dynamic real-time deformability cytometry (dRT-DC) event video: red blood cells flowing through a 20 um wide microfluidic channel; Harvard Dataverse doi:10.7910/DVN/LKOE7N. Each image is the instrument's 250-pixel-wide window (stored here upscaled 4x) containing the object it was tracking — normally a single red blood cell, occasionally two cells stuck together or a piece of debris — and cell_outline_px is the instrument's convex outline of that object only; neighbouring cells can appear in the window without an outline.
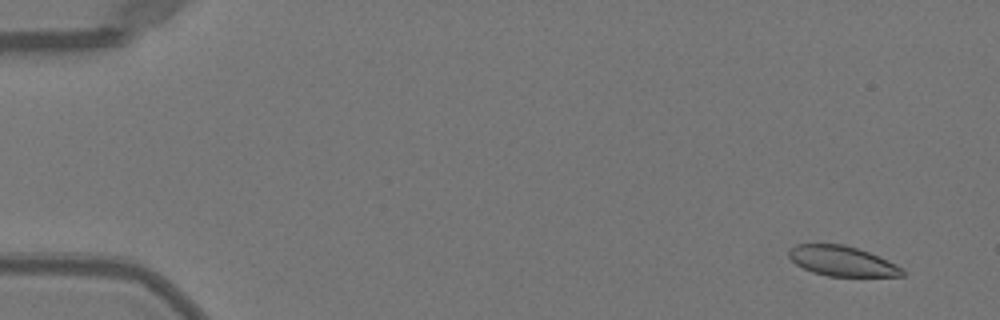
{"species": "Egyptian fruit bat (a non-hibernating species)", "species_latin": "Rousettus aegyptiacus", "temperature_condition": "warm", "stored_images_in_passage": 52, "camera_frame_rate_fps": 3000, "um_per_image_px": 0.085, "animal": {"sex": "female"}, "frame": {"image": 1, "passage_image": 4, "time_ms": 1.0, "image_size_px": [1000, 320], "cell_outline_px": [[904, 276], [828, 276], [812, 272], [796, 264], [788, 256], [788, 252], [796, 244], [844, 244], [868, 252], [896, 264], [904, 268]], "centroid_in_image_um": [71.58, 22.19], "position_along_channel_um": 13.4, "area_um2": 19.71}}
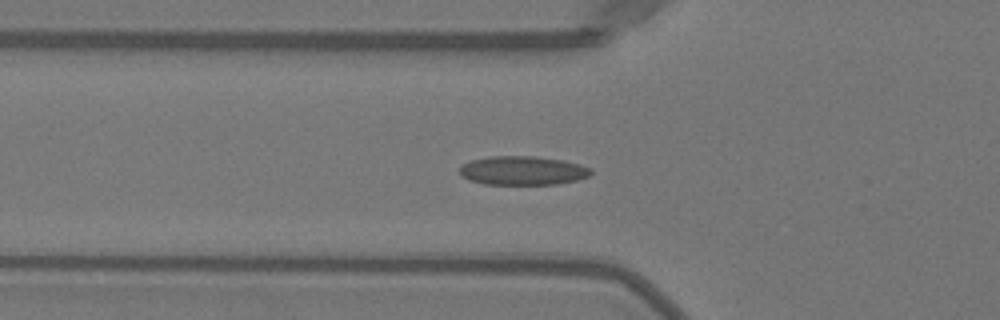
{"frame": {"image": 2, "passage_image": 19, "time_ms": 6.0, "image_size_px": [1000, 320], "cell_outline_px": [[592, 172], [588, 176], [576, 180], [556, 184], [484, 184], [468, 180], [460, 176], [460, 168], [464, 164], [472, 160], [492, 156], [536, 156], [564, 160], [580, 164], [592, 168]], "centroid_in_image_um": [44.44, 14.5], "position_along_channel_um": 81.4, "area_um2": 22.14}}
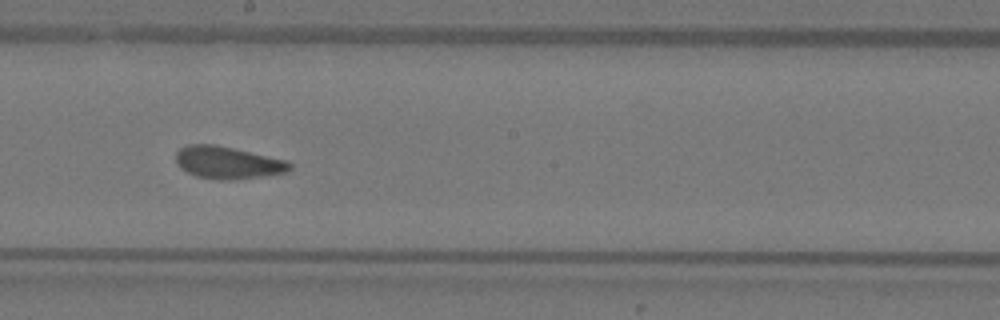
{"frame": {"image": 3, "passage_image": 30, "time_ms": 9.667, "image_size_px": [1000, 320], "cell_outline_px": [[292, 168], [288, 172], [264, 176], [232, 180], [220, 180], [196, 176], [180, 168], [176, 160], [176, 152], [180, 148], [188, 144], [216, 144], [288, 160], [292, 164]], "centroid_in_image_um": [19.39, 13.82], "position_along_channel_um": 228.8, "area_um2": 21.68}, "authors_computed_cell_mechanics": {"area_um2": 21.0103, "velocity_mm_per_s": 3.9996, "shape_relaxation_time_tau1_ms": 5.2814, "shape_relaxation_time_tau2_ms": 1.8269, "deformation_change_tau1": 0.1093, "deformation_change_tau2": 0.0714}}